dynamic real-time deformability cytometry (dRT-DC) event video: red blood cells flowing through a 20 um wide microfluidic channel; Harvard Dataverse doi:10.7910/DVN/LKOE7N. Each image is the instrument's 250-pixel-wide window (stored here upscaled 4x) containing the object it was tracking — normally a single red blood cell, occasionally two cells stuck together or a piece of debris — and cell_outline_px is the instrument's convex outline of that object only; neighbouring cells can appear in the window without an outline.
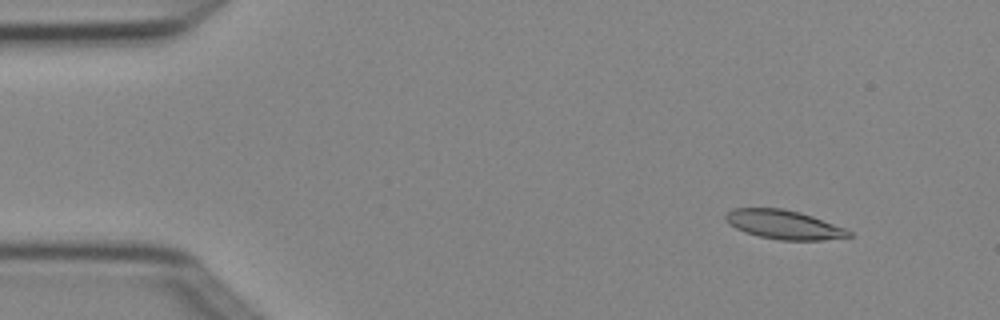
{"species": "Egyptian fruit bat (a non-hibernating species)", "species_latin": "Rousettus aegyptiacus", "temperature_condition": "cold", "stored_images_in_passage": 6, "camera_frame_rate_fps": 3000, "um_per_image_px": 0.085, "animal": {"sex": "female"}, "frame": {"image": 1, "passage_image": 2, "time_ms": 0.333, "image_size_px": [1000, 320], "cell_outline_px": [[852, 236], [824, 240], [780, 240], [760, 236], [744, 232], [728, 224], [724, 216], [732, 208], [784, 208], [800, 212], [812, 216], [844, 228], [852, 232]], "centroid_in_image_um": [66.61, 19.09], "position_along_channel_um": 18.4, "area_um2": 20.75}}
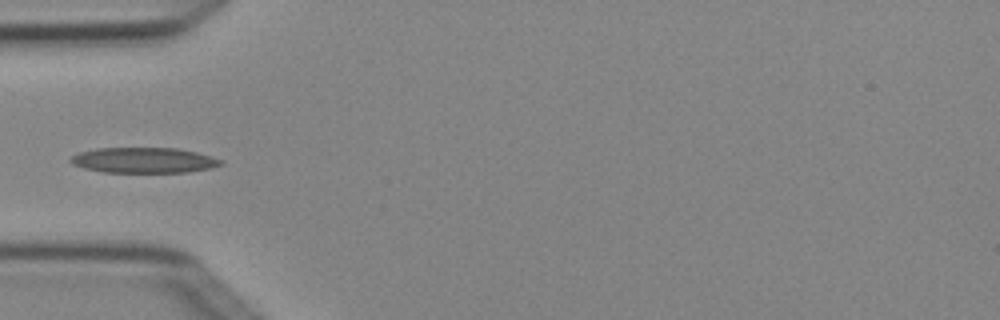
{"frame": {"image": 2, "passage_image": 5, "time_ms": 1.333, "image_size_px": [1000, 320], "cell_outline_px": [[224, 164], [212, 168], [188, 172], [104, 172], [84, 168], [72, 164], [68, 160], [72, 156], [80, 152], [96, 148], [176, 148], [196, 152], [212, 156], [224, 160]], "centroid_in_image_um": [12.26, 13.62], "position_along_channel_um": 72.7, "area_um2": 22.37}}
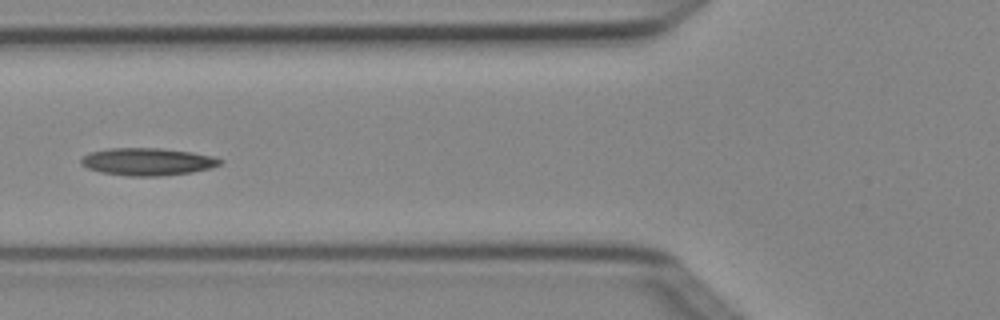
{"frame": {"image": 3, "passage_image": 6, "time_ms": 1.667, "image_size_px": [1000, 320], "cell_outline_px": [[224, 160], [220, 164], [212, 168], [192, 172], [160, 176], [128, 176], [100, 172], [88, 168], [80, 164], [80, 160], [88, 152], [108, 148], [164, 148], [192, 152], [212, 156]], "centroid_in_image_um": [12.53, 13.74], "position_along_channel_um": 113.3, "area_um2": 22.43}}